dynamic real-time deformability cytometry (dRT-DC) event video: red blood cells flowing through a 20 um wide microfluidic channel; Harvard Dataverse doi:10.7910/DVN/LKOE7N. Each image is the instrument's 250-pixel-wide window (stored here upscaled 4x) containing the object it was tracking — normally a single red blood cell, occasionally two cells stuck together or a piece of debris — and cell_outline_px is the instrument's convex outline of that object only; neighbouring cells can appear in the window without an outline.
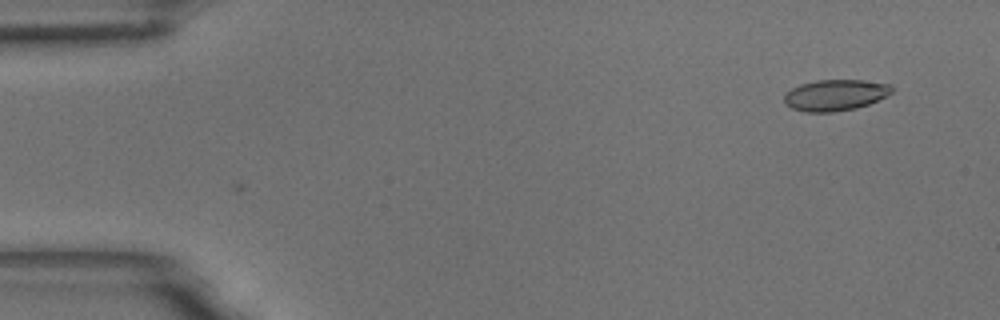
{"species": "common noctule bat (a hibernating species)", "species_latin": "Nyctalus noctula", "temperature_condition": "room temperature", "stored_images_in_passage": 6, "camera_frame_rate_fps": 3000, "um_per_image_px": 0.085, "animal": {"sex": "male", "body_mass_g": 18.8}, "frame": {"image": 1, "passage_image": 6, "time_ms": 1.667, "image_size_px": [1000, 320], "cell_outline_px": [[892, 92], [868, 104], [856, 108], [832, 112], [804, 112], [792, 108], [784, 104], [784, 92], [800, 84], [816, 80], [864, 80], [892, 84]], "centroid_in_image_um": [70.95, 8.08], "position_along_channel_um": 14.0, "area_um2": 19.59}}